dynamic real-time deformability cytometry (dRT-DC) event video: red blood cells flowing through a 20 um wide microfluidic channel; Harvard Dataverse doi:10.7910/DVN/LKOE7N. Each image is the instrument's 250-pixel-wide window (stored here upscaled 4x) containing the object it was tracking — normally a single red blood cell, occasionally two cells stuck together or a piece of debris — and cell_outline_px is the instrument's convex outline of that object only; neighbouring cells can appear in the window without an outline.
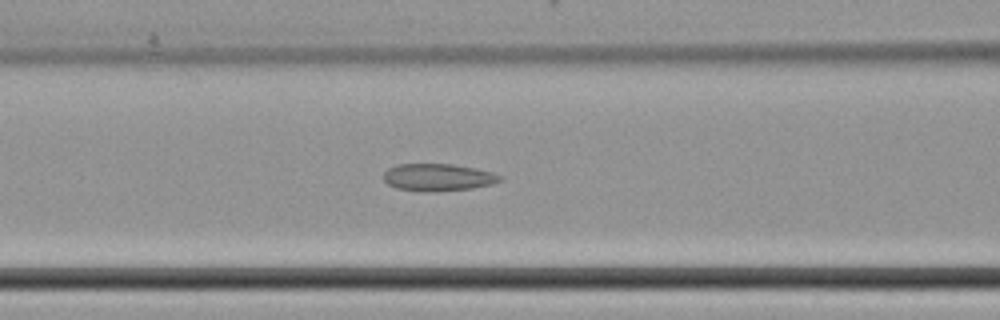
{"species": "common noctule bat (a hibernating species)", "species_latin": "Nyctalus noctula", "temperature_condition": "cold", "stored_images_in_passage": 34, "camera_frame_rate_fps": 3000, "um_per_image_px": 0.085, "animal": {"sex": "female", "body_mass_g": 22.7, "forearm_length_mm": 54.2}, "frame": {"image": 1, "passage_image": 5, "time_ms": 1.333, "image_size_px": [1000, 320], "cell_outline_px": [[504, 180], [492, 184], [472, 188], [436, 192], [420, 192], [396, 188], [388, 184], [384, 180], [384, 172], [388, 168], [396, 164], [452, 164], [476, 168], [492, 172], [504, 176]], "centroid_in_image_um": [37.25, 15.08], "position_along_channel_um": 129.3, "area_um2": 18.84}}
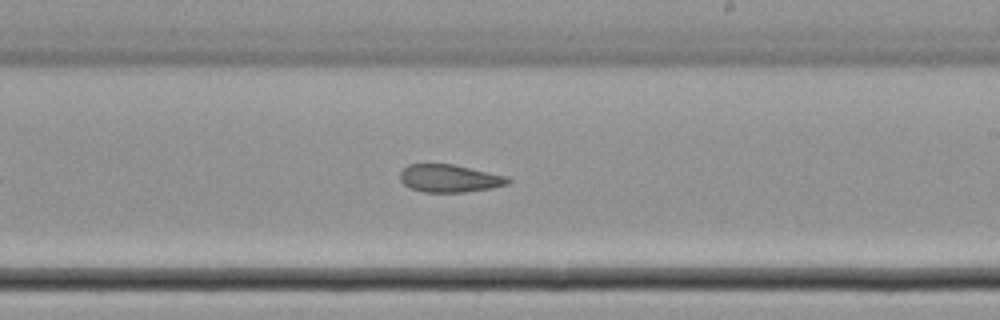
{"frame": {"image": 2, "passage_image": 14, "time_ms": 4.333, "image_size_px": [1000, 320], "cell_outline_px": [[512, 180], [508, 184], [492, 188], [464, 192], [424, 192], [412, 188], [404, 184], [400, 180], [400, 172], [408, 164], [452, 164], [508, 176]], "centroid_in_image_um": [38.23, 15.16], "position_along_channel_um": 250.8, "area_um2": 17.4}}
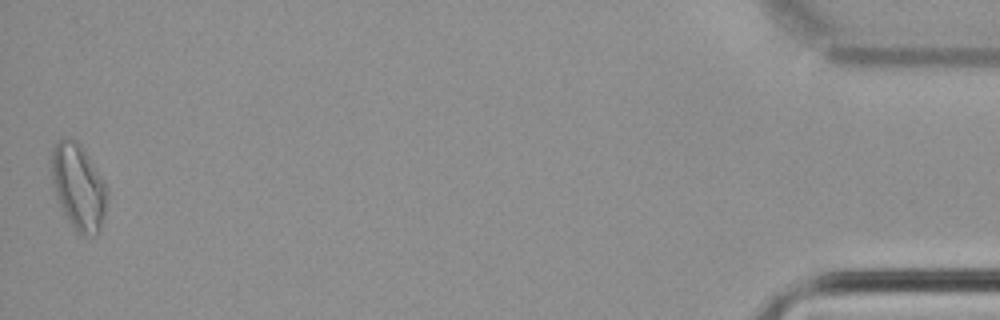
{"frame": {"image": 3, "passage_image": 34, "time_ms": 11.0, "image_size_px": [1000, 320], "cell_outline_px": [[108, 196], [104, 220], [96, 236], [84, 236], [76, 232], [56, 200], [52, 184], [52, 148], [60, 140], [76, 140], [80, 144], [104, 180], [108, 188]], "centroid_in_image_um": [6.69, 15.95], "position_along_channel_um": 428.5, "area_um2": 27.92}}